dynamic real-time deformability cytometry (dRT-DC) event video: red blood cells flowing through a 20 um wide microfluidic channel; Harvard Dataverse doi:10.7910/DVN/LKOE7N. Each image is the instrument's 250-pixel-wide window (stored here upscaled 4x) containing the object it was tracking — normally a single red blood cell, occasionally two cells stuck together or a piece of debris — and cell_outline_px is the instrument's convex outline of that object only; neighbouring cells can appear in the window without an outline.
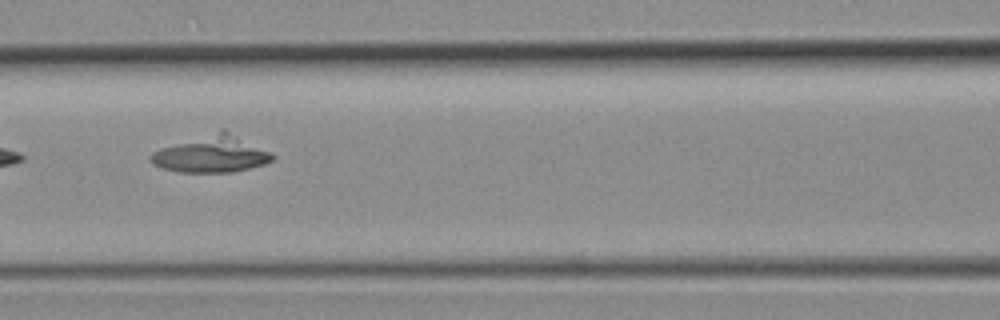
{"species": "common noctule bat (a hibernating species)", "species_latin": "Nyctalus noctula", "temperature_condition": "room temperature", "stored_images_in_passage": 5, "camera_frame_rate_fps": 3000, "um_per_image_px": 0.085, "animal": {"sex": "female", "body_mass_g": 19.3, "forearm_length_mm": 54.1}, "frame": {"image": 1, "passage_image": 5, "time_ms": 1.333, "image_size_px": [1000, 320], "cell_outline_px": [[276, 156], [272, 160], [264, 164], [232, 172], [180, 172], [160, 168], [152, 164], [148, 160], [148, 156], [152, 152], [220, 128], [224, 128]], "centroid_in_image_um": [17.94, 13.09], "position_along_channel_um": 148.7, "area_um2": 25.95}}